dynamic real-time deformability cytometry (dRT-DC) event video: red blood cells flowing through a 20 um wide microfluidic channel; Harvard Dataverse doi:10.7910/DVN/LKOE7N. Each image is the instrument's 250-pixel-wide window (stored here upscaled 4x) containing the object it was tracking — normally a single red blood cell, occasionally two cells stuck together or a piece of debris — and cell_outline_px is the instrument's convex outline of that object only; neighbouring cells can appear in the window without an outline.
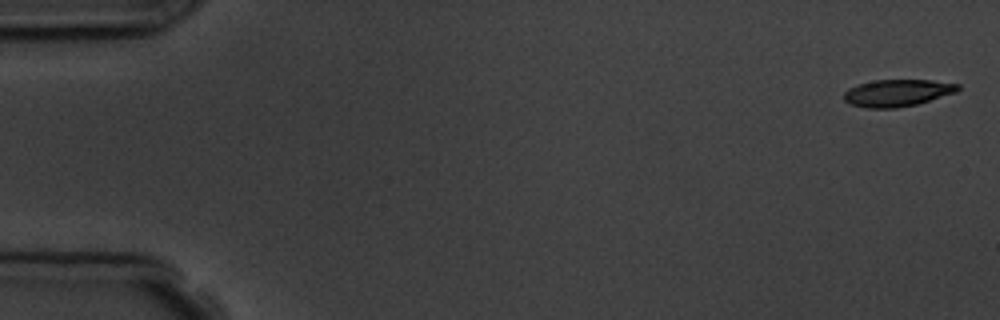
{"species": "common noctule bat (a hibernating species)", "species_latin": "Nyctalus noctula", "temperature_condition": "room temperature", "stored_images_in_passage": 4, "camera_frame_rate_fps": 3000, "um_per_image_px": 0.085, "animal": {"sex": "male", "body_mass_g": 19.5, "forearm_length_mm": 54.6}, "frame": {"image": 1, "passage_image": 1, "time_ms": 0.0, "image_size_px": [1000, 320], "cell_outline_px": [[960, 88], [956, 92], [916, 104], [896, 108], [868, 108], [852, 104], [844, 100], [844, 92], [848, 88], [856, 84], [876, 80], [932, 80], [960, 84]], "centroid_in_image_um": [76.26, 7.88], "position_along_channel_um": 8.7, "area_um2": 17.86}}